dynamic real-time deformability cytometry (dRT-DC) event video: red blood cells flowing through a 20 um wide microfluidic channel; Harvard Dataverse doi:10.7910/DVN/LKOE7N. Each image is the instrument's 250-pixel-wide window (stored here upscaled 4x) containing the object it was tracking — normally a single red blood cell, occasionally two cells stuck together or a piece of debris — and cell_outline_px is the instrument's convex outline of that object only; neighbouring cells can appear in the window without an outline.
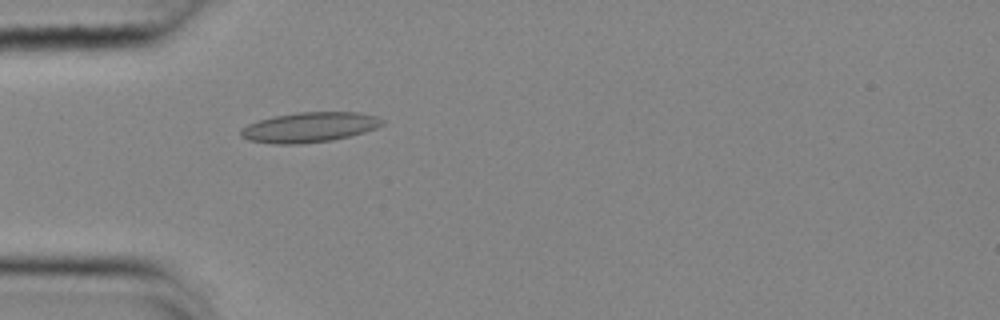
{"species": "common noctule bat (a hibernating species)", "species_latin": "Nyctalus noctula", "temperature_condition": "cold", "stored_images_in_passage": 55, "camera_frame_rate_fps": 3000, "um_per_image_px": 0.085, "animal": {"sex": "female", "body_mass_g": 25.1}, "frame": {"image": 1, "passage_image": 17, "time_ms": 5.333, "image_size_px": [1000, 320], "cell_outline_px": [[384, 124], [376, 128], [364, 132], [332, 140], [300, 144], [272, 144], [248, 140], [240, 136], [240, 128], [248, 124], [260, 120], [276, 116], [296, 112], [360, 112], [376, 116], [384, 120]], "centroid_in_image_um": [26.29, 10.82], "position_along_channel_um": 58.7, "area_um2": 24.8}}
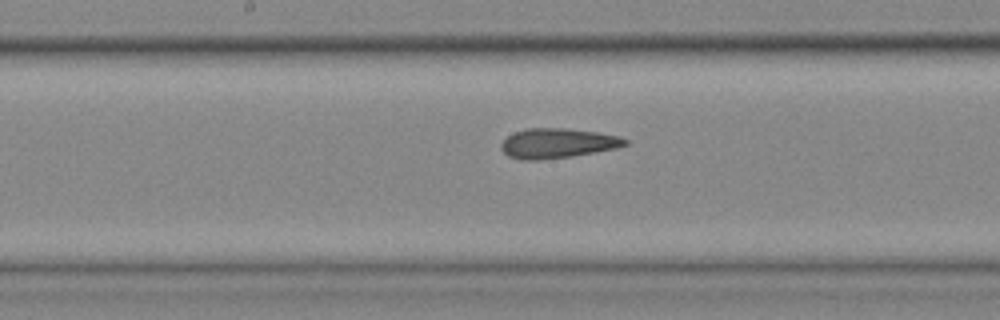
{"frame": {"image": 2, "passage_image": 29, "time_ms": 9.333, "image_size_px": [1000, 320], "cell_outline_px": [[628, 144], [616, 148], [572, 156], [536, 160], [520, 160], [508, 156], [500, 148], [500, 144], [508, 136], [516, 132], [528, 128], [564, 128], [596, 132], [620, 136], [628, 140]], "centroid_in_image_um": [47.38, 12.18], "position_along_channel_um": 200.8, "area_um2": 21.39}}
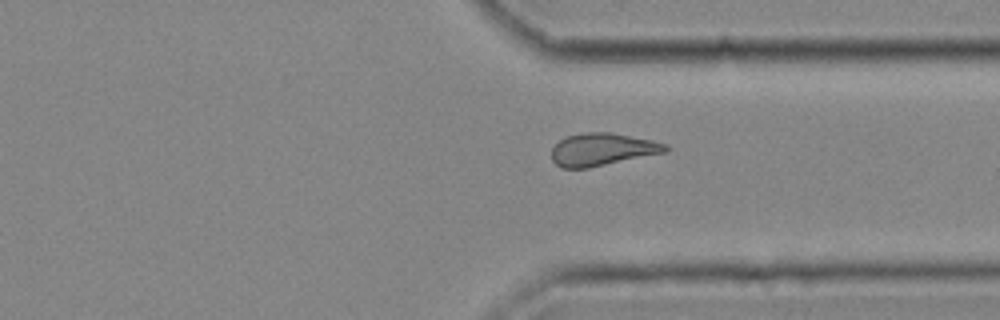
{"frame": {"image": 3, "passage_image": 42, "time_ms": 13.667, "image_size_px": [1000, 320], "cell_outline_px": [[668, 152], [588, 168], [560, 168], [552, 160], [552, 148], [560, 140], [568, 136], [584, 132], [608, 132], [652, 140], [668, 144]], "centroid_in_image_um": [51.21, 12.71], "position_along_channel_um": 360.2, "area_um2": 21.62}, "authors_computed_cell_mechanics": {"area_um2": 21.9062, "velocity_mm_per_s": 3.6641, "shape_relaxation_time_tau1_ms": null, "shape_relaxation_time_tau2_ms": 2.2791, "deformation_change_tau1": null, "deformation_change_tau2": 0.0996}}